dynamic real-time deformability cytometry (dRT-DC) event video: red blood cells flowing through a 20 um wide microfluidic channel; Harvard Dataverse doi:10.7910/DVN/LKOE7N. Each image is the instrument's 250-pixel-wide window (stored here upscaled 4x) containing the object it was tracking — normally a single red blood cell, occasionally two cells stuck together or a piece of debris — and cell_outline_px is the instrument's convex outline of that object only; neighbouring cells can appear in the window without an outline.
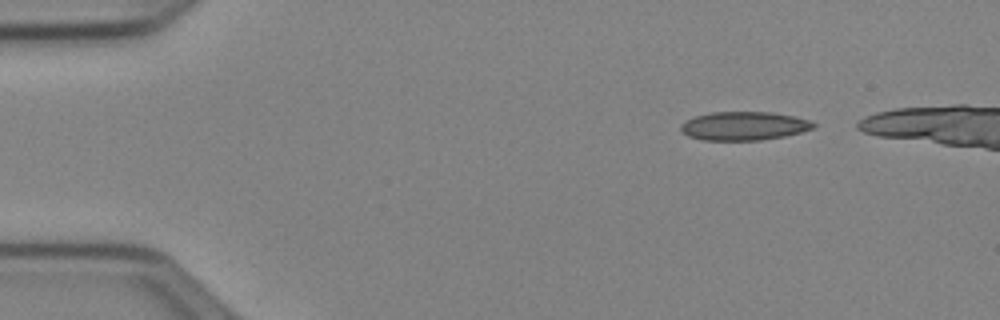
{"species": "Egyptian fruit bat (a non-hibernating species)", "species_latin": "Rousettus aegyptiacus", "temperature_condition": "cold", "stored_images_in_passage": 11, "camera_frame_rate_fps": 3000, "um_per_image_px": 0.085, "animal": {"sex": "female"}, "frame": {"image": 1, "passage_image": 1, "time_ms": 0.0, "image_size_px": [1000, 320], "cell_outline_px": [[816, 128], [784, 136], [760, 140], [700, 140], [688, 136], [680, 132], [680, 124], [684, 120], [696, 116], [712, 112], [768, 112], [792, 116], [808, 120], [816, 124]], "centroid_in_image_um": [63.18, 10.71], "position_along_channel_um": 21.8, "area_um2": 22.14}}